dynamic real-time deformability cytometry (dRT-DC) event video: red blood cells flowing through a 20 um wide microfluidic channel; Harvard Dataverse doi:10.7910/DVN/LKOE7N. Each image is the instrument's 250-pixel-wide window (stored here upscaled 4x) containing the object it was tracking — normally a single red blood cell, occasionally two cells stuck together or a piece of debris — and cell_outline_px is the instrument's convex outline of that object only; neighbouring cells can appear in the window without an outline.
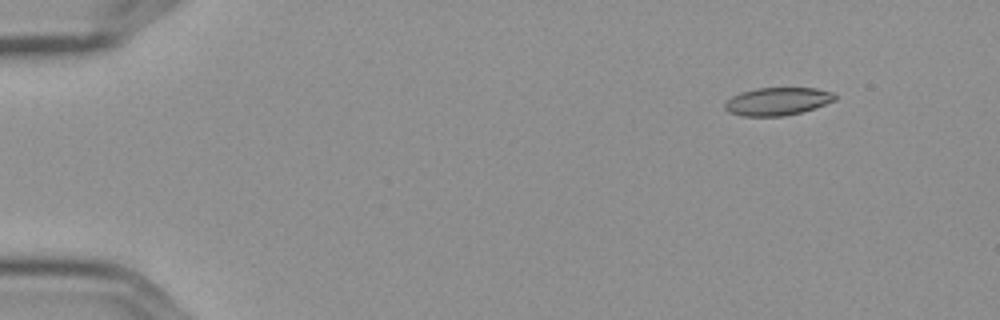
{"species": "Egyptian fruit bat (a non-hibernating species)", "species_latin": "Rousettus aegyptiacus", "temperature_condition": "cold", "stored_images_in_passage": 4, "camera_frame_rate_fps": 3000, "um_per_image_px": 0.085, "frame": {"image": 1, "passage_image": 1, "time_ms": 0.0, "image_size_px": [1000, 320], "cell_outline_px": [[836, 100], [800, 112], [784, 116], [744, 116], [728, 112], [724, 108], [724, 104], [732, 96], [740, 92], [756, 88], [816, 88], [832, 92], [836, 96]], "centroid_in_image_um": [66.05, 8.61], "position_along_channel_um": 18.9, "area_um2": 17.74}}
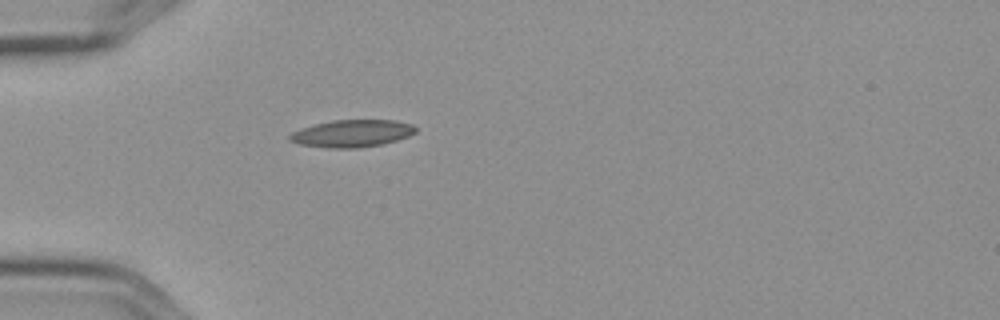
{"frame": {"image": 2, "passage_image": 4, "time_ms": 1.0, "image_size_px": [1000, 320], "cell_outline_px": [[416, 132], [408, 136], [396, 140], [380, 144], [360, 148], [328, 148], [300, 144], [288, 140], [288, 136], [292, 132], [300, 128], [312, 124], [332, 120], [396, 120], [412, 124], [416, 128]], "centroid_in_image_um": [29.89, 11.33], "position_along_channel_um": 55.1, "area_um2": 20.11}}